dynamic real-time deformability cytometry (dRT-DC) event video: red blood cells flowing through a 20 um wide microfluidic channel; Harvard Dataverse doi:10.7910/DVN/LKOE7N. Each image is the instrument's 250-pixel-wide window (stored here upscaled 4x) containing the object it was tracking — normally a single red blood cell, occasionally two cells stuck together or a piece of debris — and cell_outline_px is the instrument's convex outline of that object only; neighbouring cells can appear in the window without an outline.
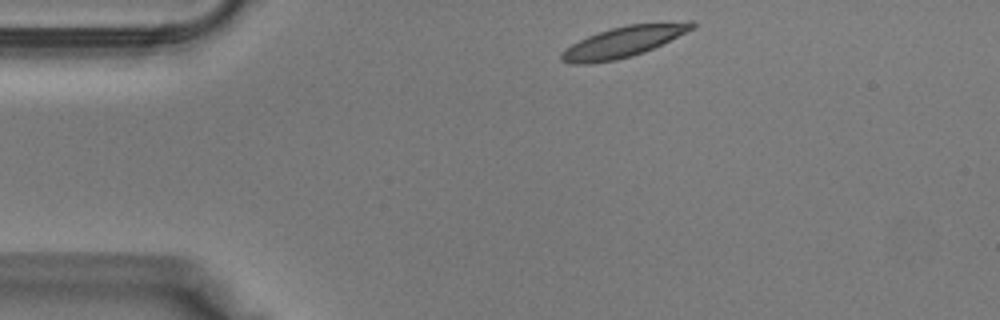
{"species": "Egyptian fruit bat (a non-hibernating species)", "species_latin": "Rousettus aegyptiacus", "temperature_condition": "warm", "stored_images_in_passage": 33, "camera_frame_rate_fps": 3000, "um_per_image_px": 0.085, "animal": {"sex": "male"}, "frame": {"image": 1, "passage_image": 1, "time_ms": 0.0, "image_size_px": [1000, 320], "cell_outline_px": [[696, 24], [692, 28], [644, 52], [632, 56], [616, 60], [588, 64], [572, 64], [560, 60], [560, 52], [564, 48], [588, 36], [612, 28], [628, 24], [692, 20]], "centroid_in_image_um": [52.93, 3.55], "position_along_channel_um": 32.1, "area_um2": 23.24}}
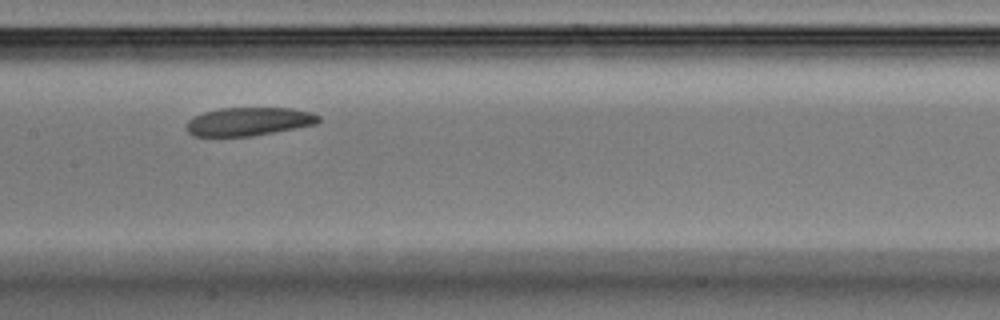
{"frame": {"image": 2, "passage_image": 13, "time_ms": 4.0, "image_size_px": [1000, 320], "cell_outline_px": [[320, 120], [316, 124], [252, 136], [192, 136], [188, 132], [188, 120], [192, 116], [204, 112], [220, 108], [292, 108], [312, 112], [320, 116]], "centroid_in_image_um": [21.15, 10.32], "position_along_channel_um": 186.3, "area_um2": 21.79}}
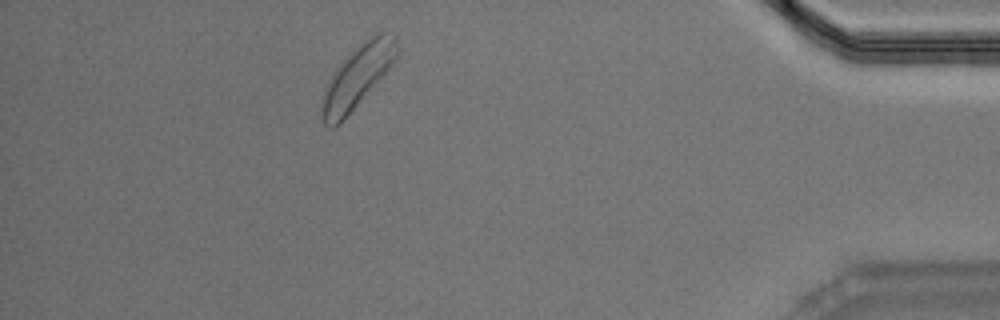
{"frame": {"image": 3, "passage_image": 29, "time_ms": 9.333, "image_size_px": [1000, 320], "cell_outline_px": [[400, 52], [396, 60], [356, 104], [332, 128], [324, 124], [320, 116], [320, 108], [324, 92], [328, 80], [336, 68], [352, 52], [372, 36], [380, 32], [384, 32], [396, 36], [400, 48]], "centroid_in_image_um": [30.39, 6.47], "position_along_channel_um": 404.8, "area_um2": 26.18}}